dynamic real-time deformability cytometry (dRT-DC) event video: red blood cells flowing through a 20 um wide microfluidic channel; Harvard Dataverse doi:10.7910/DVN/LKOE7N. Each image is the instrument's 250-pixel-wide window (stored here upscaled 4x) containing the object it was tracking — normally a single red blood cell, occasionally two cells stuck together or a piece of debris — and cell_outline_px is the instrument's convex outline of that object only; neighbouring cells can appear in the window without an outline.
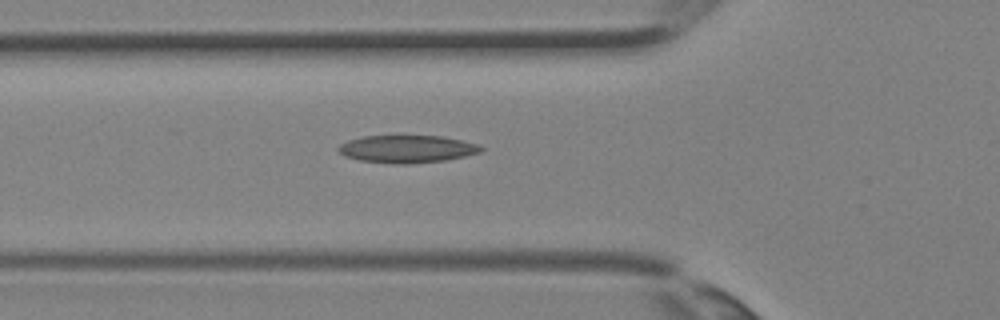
{"species": "Egyptian fruit bat (a non-hibernating species)", "species_latin": "Rousettus aegyptiacus", "temperature_condition": "room temperature", "stored_images_in_passage": 5, "camera_frame_rate_fps": 3000, "um_per_image_px": 0.085, "animal": {"sex": "female"}, "frame": {"image": 1, "passage_image": 5, "time_ms": 1.333, "image_size_px": [1000, 320], "cell_outline_px": [[484, 148], [480, 152], [464, 156], [444, 160], [408, 164], [392, 164], [360, 160], [344, 156], [336, 148], [340, 144], [348, 140], [364, 136], [440, 136], [480, 144]], "centroid_in_image_um": [34.58, 12.66], "position_along_channel_um": 91.2, "area_um2": 22.83}}